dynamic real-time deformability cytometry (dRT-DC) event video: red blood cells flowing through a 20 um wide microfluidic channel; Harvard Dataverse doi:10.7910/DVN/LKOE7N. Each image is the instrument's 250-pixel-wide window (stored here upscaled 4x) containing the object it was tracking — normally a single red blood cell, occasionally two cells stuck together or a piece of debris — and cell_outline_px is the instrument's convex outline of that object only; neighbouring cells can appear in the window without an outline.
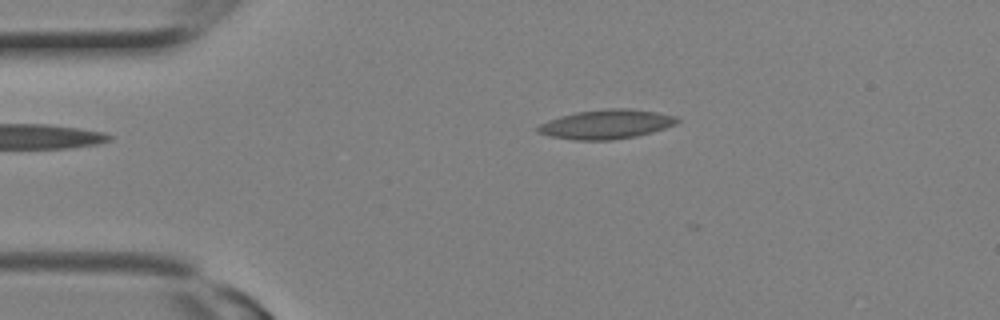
{"species": "Egyptian fruit bat (a non-hibernating species)", "species_latin": "Rousettus aegyptiacus", "temperature_condition": "room temperature", "stored_images_in_passage": 20, "camera_frame_rate_fps": 3000, "um_per_image_px": 0.085, "animal": {"sex": "female"}, "frame": {"image": 1, "passage_image": 1, "time_ms": 0.0, "image_size_px": [1000, 320], "cell_outline_px": [[680, 120], [676, 124], [652, 132], [636, 136], [612, 140], [572, 140], [548, 136], [536, 132], [536, 128], [540, 124], [548, 120], [560, 116], [576, 112], [608, 108], [628, 108], [656, 112], [676, 116]], "centroid_in_image_um": [51.51, 10.56], "position_along_channel_um": 33.5, "area_um2": 23.87}}
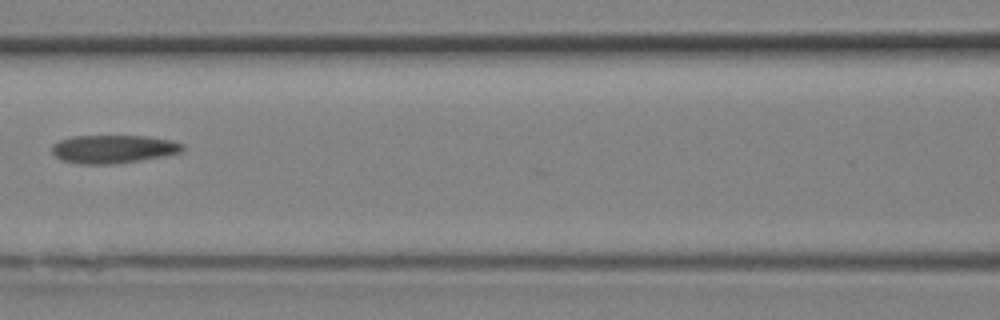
{"frame": {"image": 2, "passage_image": 7, "time_ms": 2.0, "image_size_px": [1000, 320], "cell_outline_px": [[184, 148], [180, 152], [164, 156], [116, 164], [80, 164], [60, 160], [52, 152], [52, 144], [60, 140], [72, 136], [148, 136], [172, 140], [184, 144]], "centroid_in_image_um": [9.62, 12.67], "position_along_channel_um": 157.0, "area_um2": 21.62}}
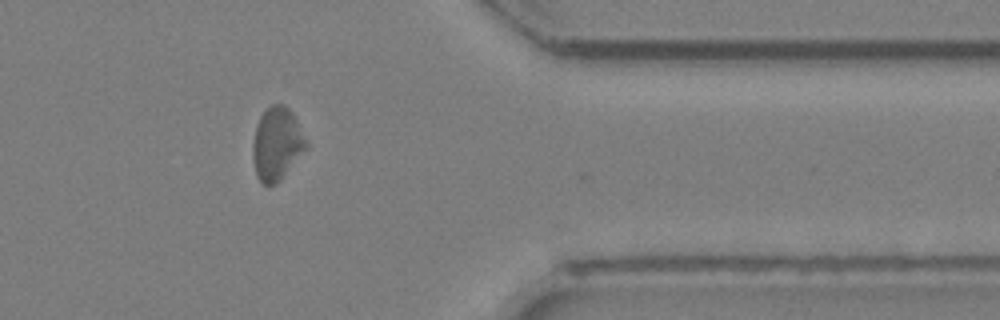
{"frame": {"image": 3, "passage_image": 16, "time_ms": 5.0, "image_size_px": [1000, 320], "cell_outline_px": [[308, 144], [280, 180], [276, 184], [264, 184], [256, 176], [252, 156], [252, 144], [256, 124], [260, 116], [272, 104], [284, 104], [292, 112]], "centroid_in_image_um": [23.49, 12.21], "position_along_channel_um": 387.9, "area_um2": 22.25}}